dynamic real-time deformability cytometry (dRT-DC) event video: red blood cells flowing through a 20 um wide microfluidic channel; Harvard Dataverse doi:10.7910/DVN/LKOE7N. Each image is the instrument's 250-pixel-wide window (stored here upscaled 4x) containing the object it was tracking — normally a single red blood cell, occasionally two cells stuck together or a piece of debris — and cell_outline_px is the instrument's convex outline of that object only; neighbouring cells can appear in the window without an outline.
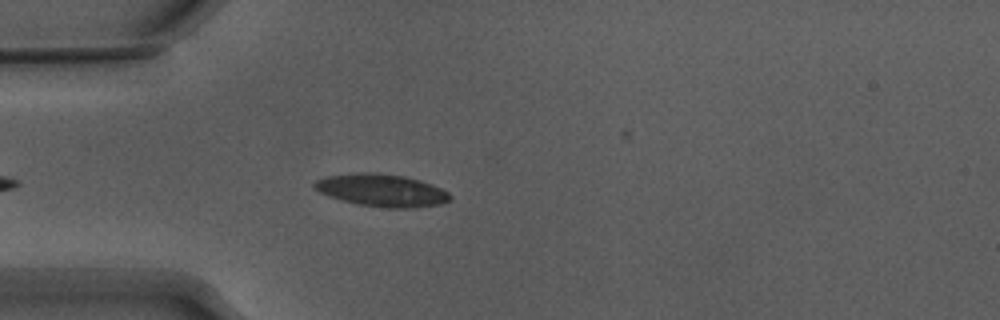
{"species": "Egyptian fruit bat (a non-hibernating species)", "species_latin": "Rousettus aegyptiacus", "temperature_condition": "warm", "stored_images_in_passage": 42, "camera_frame_rate_fps": 3000, "um_per_image_px": 0.085, "animal": {"sex": "male"}, "frame": {"image": 1, "passage_image": 6, "time_ms": 1.667, "image_size_px": [1000, 320], "cell_outline_px": [[452, 200], [440, 204], [412, 208], [388, 208], [356, 204], [328, 196], [312, 188], [312, 184], [316, 180], [324, 176], [360, 172], [368, 172], [404, 176], [420, 180], [432, 184], [448, 192], [452, 196]], "centroid_in_image_um": [32.43, 16.18], "position_along_channel_um": 52.6, "area_um2": 25.84}}
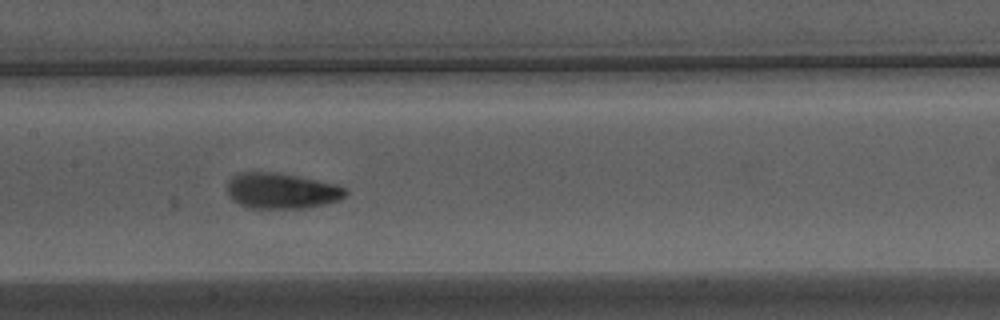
{"frame": {"image": 2, "passage_image": 17, "time_ms": 5.333, "image_size_px": [1000, 320], "cell_outline_px": [[348, 192], [340, 200], [324, 204], [300, 208], [252, 208], [240, 204], [232, 200], [228, 196], [228, 180], [232, 176], [240, 172], [276, 172], [296, 176], [332, 184], [344, 188]], "centroid_in_image_um": [23.87, 16.22], "position_along_channel_um": 183.5, "area_um2": 24.28}}
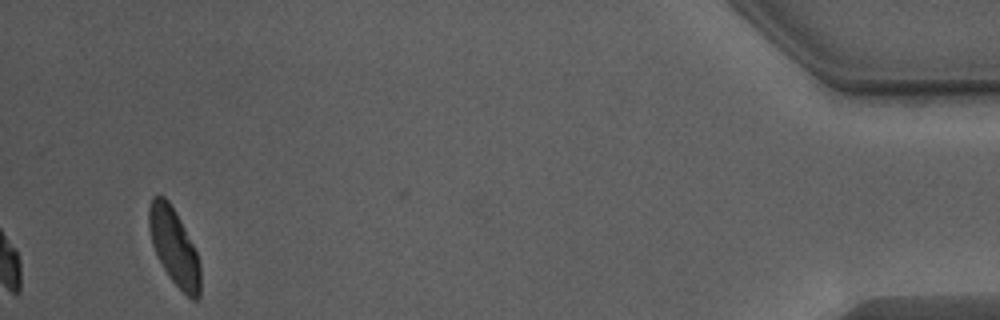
{"frame": {"image": 3, "passage_image": 42, "time_ms": 13.667, "image_size_px": [1000, 320], "cell_outline_px": [[200, 296], [196, 300], [192, 300], [168, 276], [152, 244], [148, 228], [148, 208], [152, 196], [164, 196], [168, 200], [180, 220], [196, 252], [200, 264]], "centroid_in_image_um": [14.79, 20.97], "position_along_channel_um": 420.4, "area_um2": 22.6}, "authors_computed_cell_mechanics": {"area_um2": 17.8891, "velocity_mm_per_s": 3.8389, "shape_relaxation_time_tau1_ms": 1.8906, "shape_relaxation_time_tau2_ms": 1.4916, "deformation_change_tau1": 0.0991, "deformation_change_tau2": 0.0624}}